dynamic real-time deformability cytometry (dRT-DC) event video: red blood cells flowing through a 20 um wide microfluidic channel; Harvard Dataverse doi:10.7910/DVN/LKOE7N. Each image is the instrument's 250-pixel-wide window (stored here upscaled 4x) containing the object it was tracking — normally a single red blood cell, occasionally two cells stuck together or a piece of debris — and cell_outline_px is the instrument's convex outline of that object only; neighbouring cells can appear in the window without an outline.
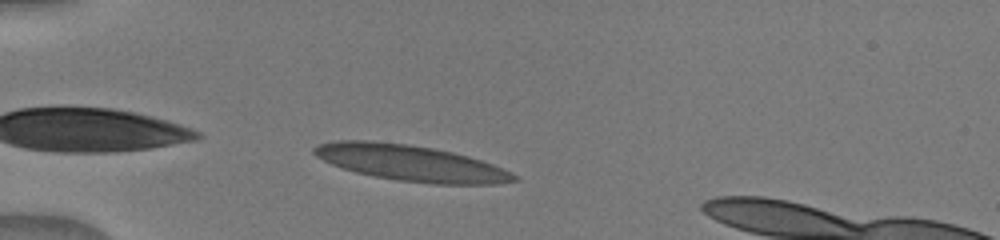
{"species": "human", "species_latin": "Homo sapiens", "temperature_condition": "warm", "stored_images_in_passage": 5, "camera_frame_rate_fps": 3000, "um_per_image_px": 0.085, "donor": {"sex": "male"}, "frame": {"image": 1, "passage_image": 2, "time_ms": 0.333, "image_size_px": [1000, 240], "cell_outline_px": [[520, 180], [496, 184], [432, 184], [396, 180], [356, 172], [332, 164], [316, 156], [312, 152], [312, 148], [320, 144], [336, 140], [372, 140], [408, 144], [432, 148], [452, 152], [468, 156], [492, 164], [512, 172]], "centroid_in_image_um": [34.92, 13.85], "position_along_channel_um": 50.1, "area_um2": 41.73}}